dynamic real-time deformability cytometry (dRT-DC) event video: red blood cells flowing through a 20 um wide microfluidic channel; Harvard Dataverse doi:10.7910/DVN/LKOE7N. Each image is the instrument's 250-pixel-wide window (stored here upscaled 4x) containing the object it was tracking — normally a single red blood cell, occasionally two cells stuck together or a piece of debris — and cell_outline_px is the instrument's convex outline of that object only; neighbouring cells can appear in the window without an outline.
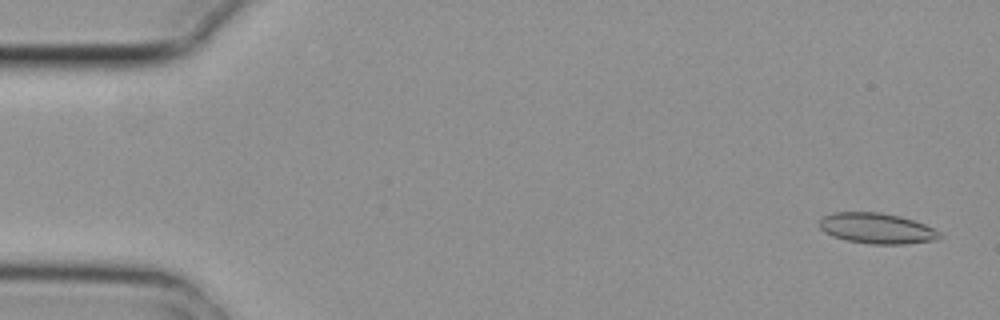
{"species": "common noctule bat (a hibernating species)", "species_latin": "Nyctalus noctula", "temperature_condition": "cold", "stored_images_in_passage": 5, "camera_frame_rate_fps": 3000, "um_per_image_px": 0.085, "animal": {"sex": "female", "body_mass_g": 29.2, "forearm_length_mm": 56.3}, "frame": {"image": 1, "passage_image": 1, "time_ms": 0.0, "image_size_px": [1000, 320], "cell_outline_px": [[944, 236], [940, 240], [904, 244], [872, 244], [848, 240], [832, 236], [824, 232], [820, 228], [820, 220], [824, 216], [836, 212], [880, 212], [900, 216], [924, 224], [940, 232]], "centroid_in_image_um": [74.57, 19.42], "position_along_channel_um": 10.4, "area_um2": 21.44}}
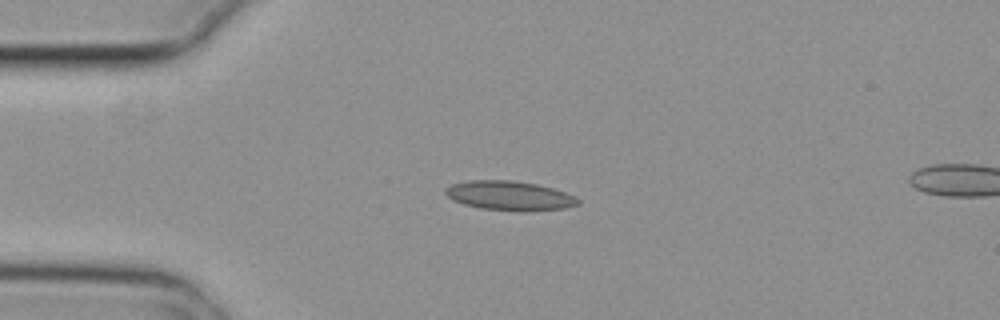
{"frame": {"image": 2, "passage_image": 4, "time_ms": 1.0, "image_size_px": [1000, 320], "cell_outline_px": [[580, 204], [564, 208], [532, 212], [516, 212], [480, 208], [464, 204], [452, 200], [444, 192], [444, 188], [452, 184], [468, 180], [512, 180], [536, 184], [552, 188], [564, 192], [580, 200]], "centroid_in_image_um": [43.29, 16.65], "position_along_channel_um": 41.7, "area_um2": 22.95}}